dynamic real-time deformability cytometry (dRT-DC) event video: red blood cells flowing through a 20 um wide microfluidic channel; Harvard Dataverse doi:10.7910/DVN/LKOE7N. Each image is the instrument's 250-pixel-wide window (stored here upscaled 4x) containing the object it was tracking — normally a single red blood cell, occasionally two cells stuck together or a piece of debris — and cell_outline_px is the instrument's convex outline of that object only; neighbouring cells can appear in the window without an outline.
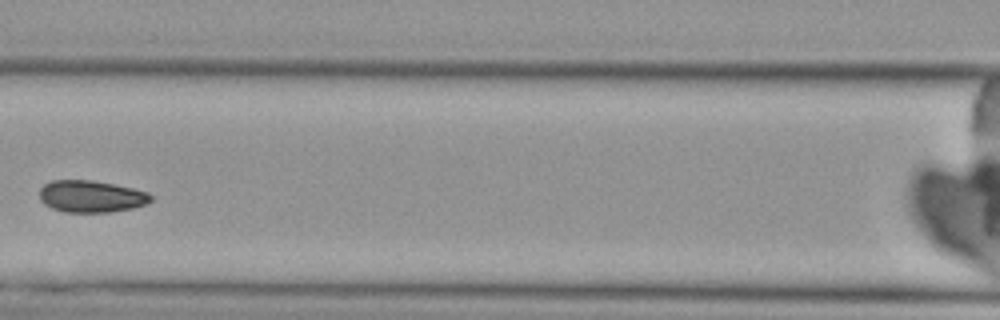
{"species": "Egyptian fruit bat (a non-hibernating species)", "species_latin": "Rousettus aegyptiacus", "temperature_condition": "cold", "stored_images_in_passage": 4, "camera_frame_rate_fps": 3000, "um_per_image_px": 0.085, "animal": {"sex": "female"}, "frame": {"image": 1, "passage_image": 3, "time_ms": 2.333, "image_size_px": [1000, 320], "cell_outline_px": [[152, 200], [148, 204], [132, 208], [108, 212], [64, 212], [52, 208], [44, 204], [40, 200], [40, 188], [44, 184], [52, 180], [92, 180], [132, 188], [148, 192], [152, 196]], "centroid_in_image_um": [7.74, 16.69], "position_along_channel_um": 158.9, "area_um2": 20.75}}
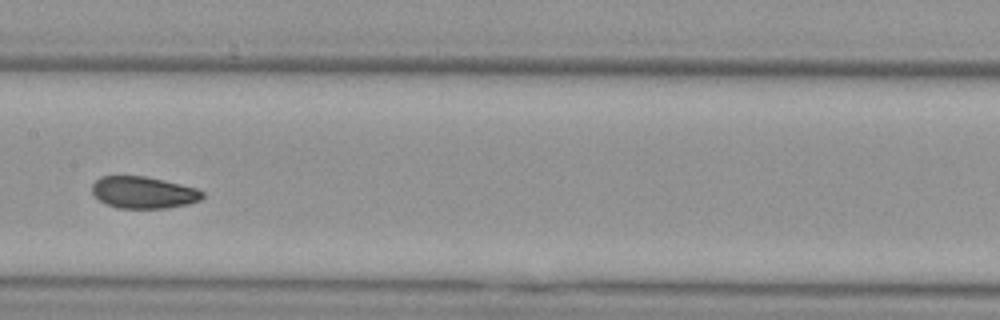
{"frame": {"image": 2, "passage_image": 4, "time_ms": 3.333, "image_size_px": [1000, 320], "cell_outline_px": [[204, 196], [200, 200], [188, 204], [164, 208], [116, 208], [104, 204], [92, 192], [92, 184], [100, 176], [144, 176], [180, 184], [196, 188], [204, 192]], "centroid_in_image_um": [12.18, 16.36], "position_along_channel_um": 195.2, "area_um2": 20.46}}